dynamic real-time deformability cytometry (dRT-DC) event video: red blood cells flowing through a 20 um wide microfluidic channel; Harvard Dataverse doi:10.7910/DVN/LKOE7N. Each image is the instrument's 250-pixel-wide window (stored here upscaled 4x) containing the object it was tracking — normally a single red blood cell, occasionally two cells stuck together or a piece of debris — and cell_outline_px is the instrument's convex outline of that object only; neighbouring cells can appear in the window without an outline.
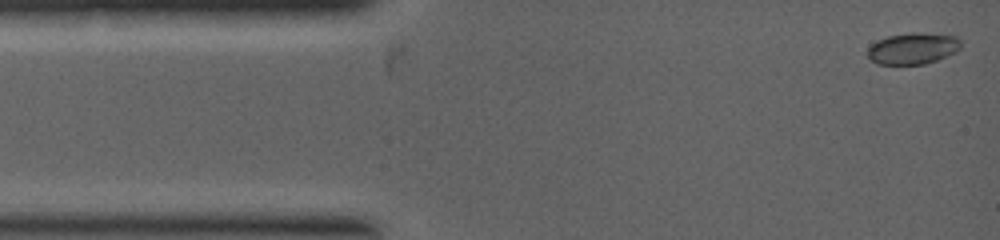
{"species": "common noctule bat (a hibernating species)", "species_latin": "Nyctalus noctula", "temperature_condition": "warm", "stored_images_in_passage": 3, "camera_frame_rate_fps": 5000, "um_per_image_px": 0.085, "animal": {"sex": "female", "body_mass_g": 19.0, "forearm_length_mm": 53.3}, "frame": {"image": 1, "passage_image": 1, "time_ms": 0.0, "image_size_px": [1000, 240], "cell_outline_px": [[960, 48], [956, 52], [936, 60], [924, 64], [876, 64], [868, 56], [868, 48], [876, 40], [888, 36], [912, 32], [916, 32], [956, 36], [960, 40]], "centroid_in_image_um": [77.58, 4.11], "position_along_channel_um": 7.4, "area_um2": 16.99}}